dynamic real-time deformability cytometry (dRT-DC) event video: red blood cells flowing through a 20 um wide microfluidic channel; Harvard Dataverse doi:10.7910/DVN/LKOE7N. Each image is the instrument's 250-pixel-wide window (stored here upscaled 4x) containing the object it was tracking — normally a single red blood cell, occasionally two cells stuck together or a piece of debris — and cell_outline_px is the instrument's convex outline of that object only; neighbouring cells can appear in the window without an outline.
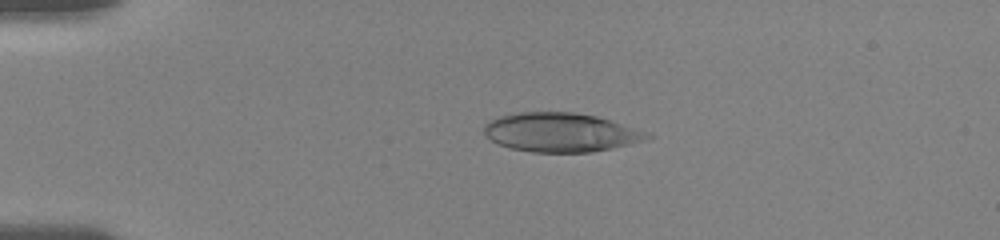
{"species": "human", "species_latin": "Homo sapiens", "temperature_condition": "room temperature", "stored_images_in_passage": 39, "camera_frame_rate_fps": 3000, "um_per_image_px": 0.085, "donor": {"sex": "female"}, "frame": {"image": 1, "passage_image": 9, "time_ms": 4.0, "image_size_px": [1000, 240], "cell_outline_px": [[652, 136], [644, 140], [612, 148], [592, 152], [532, 152], [508, 148], [496, 144], [484, 136], [484, 124], [488, 120], [500, 116], [520, 112], [572, 112], [596, 116], [648, 132]], "centroid_in_image_um": [47.58, 11.26], "position_along_channel_um": 37.4, "area_um2": 37.11}}
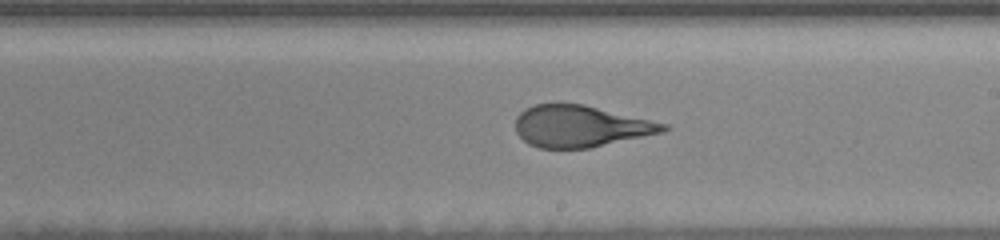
{"frame": {"image": 2, "passage_image": 24, "time_ms": 10.667, "image_size_px": [1000, 240], "cell_outline_px": [[672, 128], [664, 132], [588, 148], [540, 148], [528, 144], [516, 132], [516, 116], [524, 108], [536, 104], [584, 104], [668, 124]], "centroid_in_image_um": [49.35, 10.73], "position_along_channel_um": 239.7, "area_um2": 35.78}}
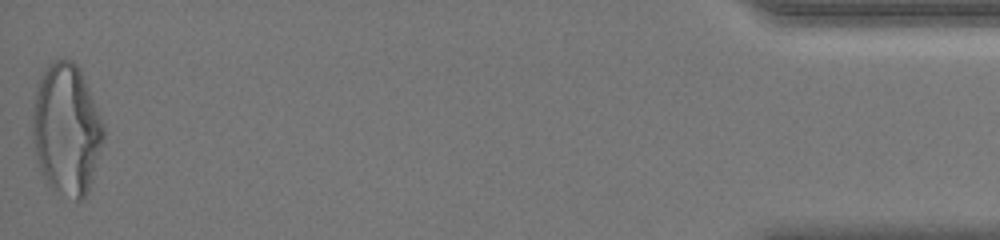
{"frame": {"image": 3, "passage_image": 39, "time_ms": 18.0, "image_size_px": [1000, 240], "cell_outline_px": [[104, 136], [88, 192], [84, 200], [76, 200], [48, 184], [40, 168], [36, 156], [32, 140], [32, 112], [36, 88], [40, 76], [44, 68], [52, 60], [72, 60], [80, 68], [100, 116], [104, 128]], "centroid_in_image_um": [5.63, 10.95], "position_along_channel_um": 429.6, "area_um2": 53.93}, "authors_computed_cell_mechanics": {"area_um2": 37.5122, "velocity_mm_per_s": 3.6995, "shape_relaxation_time_tau1_ms": 3.9109, "shape_relaxation_time_tau2_ms": 0.7165, "deformation_change_tau1": 0.2093, "deformation_change_tau2": 0.0969}}